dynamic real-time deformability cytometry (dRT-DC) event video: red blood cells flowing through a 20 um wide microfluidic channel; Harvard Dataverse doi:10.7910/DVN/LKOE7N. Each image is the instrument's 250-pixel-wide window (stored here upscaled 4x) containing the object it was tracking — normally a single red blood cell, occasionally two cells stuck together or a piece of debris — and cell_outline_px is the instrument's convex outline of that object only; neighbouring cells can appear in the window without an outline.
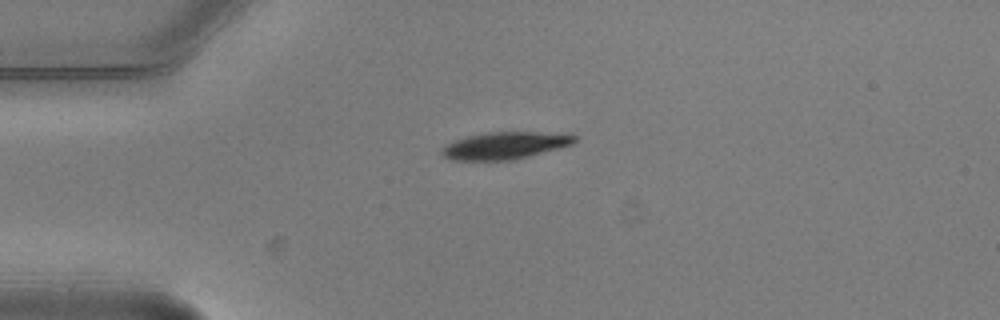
{"species": "common noctule bat (a hibernating species)", "species_latin": "Nyctalus noctula", "temperature_condition": "warm", "stored_images_in_passage": 6, "camera_frame_rate_fps": 3000, "um_per_image_px": 0.085, "animal": {"sex": "male", "body_mass_g": 20.5, "forearm_length_mm": 52.5}, "frame": {"image": 1, "passage_image": 1, "time_ms": 0.0, "image_size_px": [1000, 320], "cell_outline_px": [[576, 140], [572, 144], [516, 160], [452, 160], [444, 156], [444, 148], [448, 144], [456, 140], [468, 136], [492, 132], [532, 132], [576, 136]], "centroid_in_image_um": [42.92, 12.38], "position_along_channel_um": 42.1, "area_um2": 20.35}}
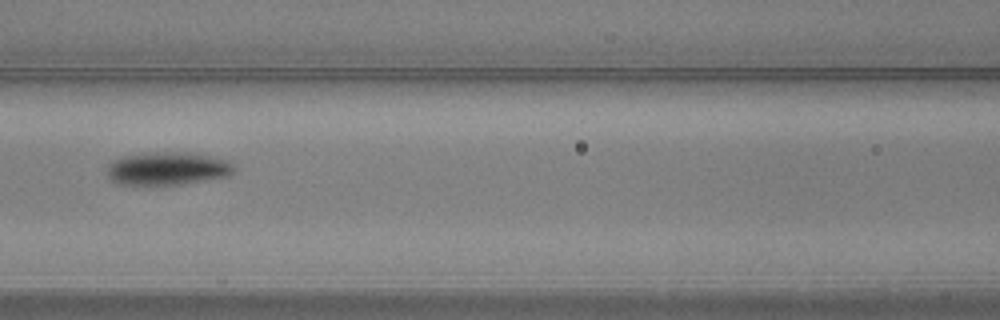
{"frame": {"image": 2, "passage_image": 4, "time_ms": 1.0, "image_size_px": [1000, 320], "cell_outline_px": [[236, 168], [228, 176], [180, 184], [116, 184], [108, 176], [108, 164], [112, 160], [120, 156], [152, 152], [188, 152], [228, 160]], "centroid_in_image_um": [14.21, 14.31], "position_along_channel_um": 152.4, "area_um2": 24.33}}
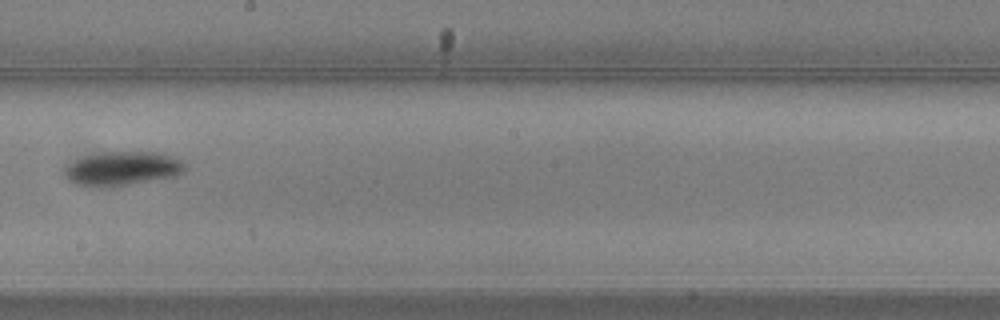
{"frame": {"image": 3, "passage_image": 6, "time_ms": 1.667, "image_size_px": [1000, 320], "cell_outline_px": [[188, 168], [184, 172], [176, 176], [112, 188], [96, 188], [76, 184], [68, 180], [64, 172], [76, 160], [84, 156], [100, 152], [156, 152], [172, 156], [184, 160], [188, 164]], "centroid_in_image_um": [10.49, 14.35], "position_along_channel_um": 237.7, "area_um2": 24.33}}